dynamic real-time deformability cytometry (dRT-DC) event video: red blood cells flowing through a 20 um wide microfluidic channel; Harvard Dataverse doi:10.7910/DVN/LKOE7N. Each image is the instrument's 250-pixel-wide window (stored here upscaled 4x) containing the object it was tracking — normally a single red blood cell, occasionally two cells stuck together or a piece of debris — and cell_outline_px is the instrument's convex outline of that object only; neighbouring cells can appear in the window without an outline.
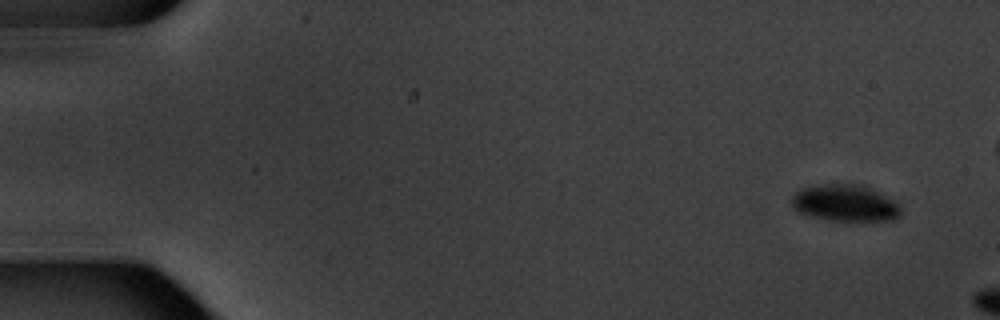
{"species": "common noctule bat (a hibernating species)", "species_latin": "Nyctalus noctula", "temperature_condition": "warm", "stored_images_in_passage": 3, "camera_frame_rate_fps": 3000, "um_per_image_px": 0.085, "animal": {"sex": "male", "body_mass_g": 20.1, "forearm_length_mm": 53.5}, "frame": {"image": 1, "passage_image": 1, "time_ms": 0.0, "image_size_px": [1000, 320], "cell_outline_px": [[900, 216], [896, 220], [828, 220], [812, 216], [800, 212], [792, 204], [792, 196], [800, 188], [824, 184], [856, 184], [868, 188], [900, 204]], "centroid_in_image_um": [71.83, 17.26], "position_along_channel_um": 13.2, "area_um2": 22.83}}